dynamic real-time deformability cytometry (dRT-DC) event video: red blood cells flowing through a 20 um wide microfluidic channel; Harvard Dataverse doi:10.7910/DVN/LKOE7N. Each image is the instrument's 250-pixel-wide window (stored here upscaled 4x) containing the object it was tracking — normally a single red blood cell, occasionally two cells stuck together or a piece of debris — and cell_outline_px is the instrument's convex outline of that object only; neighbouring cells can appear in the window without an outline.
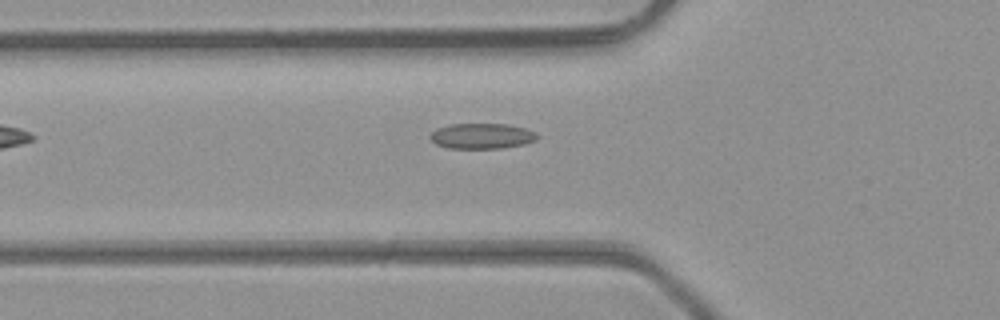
{"species": "common noctule bat (a hibernating species)", "species_latin": "Nyctalus noctula", "temperature_condition": "room temperature", "stored_images_in_passage": 3, "camera_frame_rate_fps": 3000, "um_per_image_px": 0.085, "animal": {"sex": "male", "body_mass_g": 23.1, "forearm_length_mm": 52.7}, "frame": {"image": 1, "passage_image": 3, "time_ms": 0.667, "image_size_px": [1000, 320], "cell_outline_px": [[540, 136], [536, 140], [524, 144], [504, 148], [448, 148], [436, 144], [428, 136], [432, 132], [448, 124], [508, 124], [524, 128], [536, 132]], "centroid_in_image_um": [40.99, 11.56], "position_along_channel_um": 84.8, "area_um2": 15.9}}